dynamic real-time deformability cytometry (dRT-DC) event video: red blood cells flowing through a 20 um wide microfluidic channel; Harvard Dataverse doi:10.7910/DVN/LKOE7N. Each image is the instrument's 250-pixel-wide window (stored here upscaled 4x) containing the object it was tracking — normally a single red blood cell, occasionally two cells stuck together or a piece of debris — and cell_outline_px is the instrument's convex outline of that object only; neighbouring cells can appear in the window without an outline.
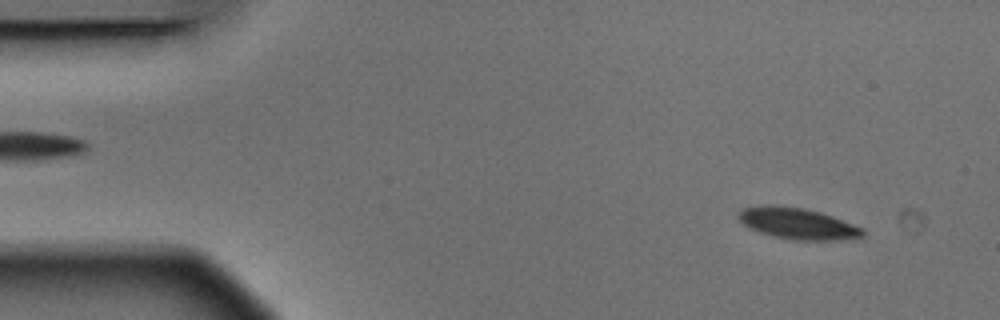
{"species": "Egyptian fruit bat (a non-hibernating species)", "species_latin": "Rousettus aegyptiacus", "temperature_condition": "warm", "stored_images_in_passage": 4, "camera_frame_rate_fps": 3000, "um_per_image_px": 0.085, "animal": {"sex": "male"}, "frame": {"image": 1, "passage_image": 1, "time_ms": 0.0, "image_size_px": [1000, 320], "cell_outline_px": [[864, 236], [832, 240], [792, 240], [772, 236], [748, 228], [736, 216], [744, 208], [772, 204], [804, 208], [820, 212], [832, 216], [864, 228]], "centroid_in_image_um": [67.78, 19.0], "position_along_channel_um": 17.2, "area_um2": 22.54}}
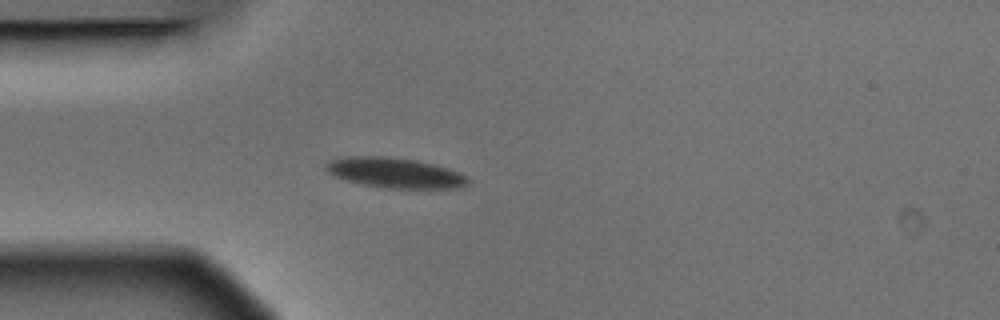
{"frame": {"image": 2, "passage_image": 4, "time_ms": 1.0, "image_size_px": [1000, 320], "cell_outline_px": [[468, 184], [460, 188], [384, 188], [360, 184], [336, 176], [328, 172], [324, 168], [324, 164], [328, 160], [344, 156], [384, 156], [416, 160], [432, 164], [460, 172], [468, 176]], "centroid_in_image_um": [33.54, 14.68], "position_along_channel_um": 51.5, "area_um2": 25.09}}